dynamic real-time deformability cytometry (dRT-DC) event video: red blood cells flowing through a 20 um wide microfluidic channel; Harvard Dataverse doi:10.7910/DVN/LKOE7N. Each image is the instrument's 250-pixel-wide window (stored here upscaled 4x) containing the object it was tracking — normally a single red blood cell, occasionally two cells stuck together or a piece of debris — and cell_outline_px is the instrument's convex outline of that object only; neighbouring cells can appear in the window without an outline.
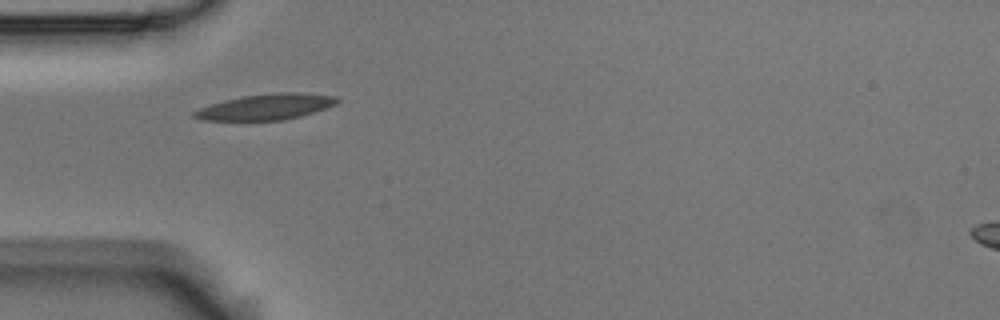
{"species": "Egyptian fruit bat (a non-hibernating species)", "species_latin": "Rousettus aegyptiacus", "temperature_condition": "room temperature", "stored_images_in_passage": 5, "camera_frame_rate_fps": 3000, "um_per_image_px": 0.085, "animal": {"sex": "male"}, "frame": {"image": 1, "passage_image": 2, "time_ms": 0.333, "image_size_px": [1000, 320], "cell_outline_px": [[340, 100], [336, 104], [300, 116], [284, 120], [204, 120], [192, 116], [192, 112], [200, 108], [224, 100], [240, 96], [276, 92], [300, 92], [336, 96]], "centroid_in_image_um": [22.61, 9.07], "position_along_channel_um": 62.4, "area_um2": 21.39}}
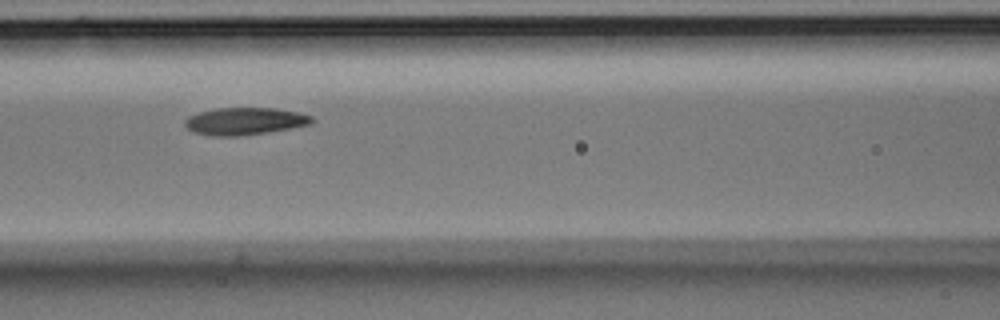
{"frame": {"image": 2, "passage_image": 4, "time_ms": 1.0, "image_size_px": [1000, 320], "cell_outline_px": [[316, 120], [312, 124], [268, 132], [236, 136], [212, 136], [192, 132], [184, 124], [184, 120], [188, 116], [200, 112], [216, 108], [276, 108], [300, 112], [312, 116]], "centroid_in_image_um": [20.83, 10.3], "position_along_channel_um": 145.8, "area_um2": 20.35}}
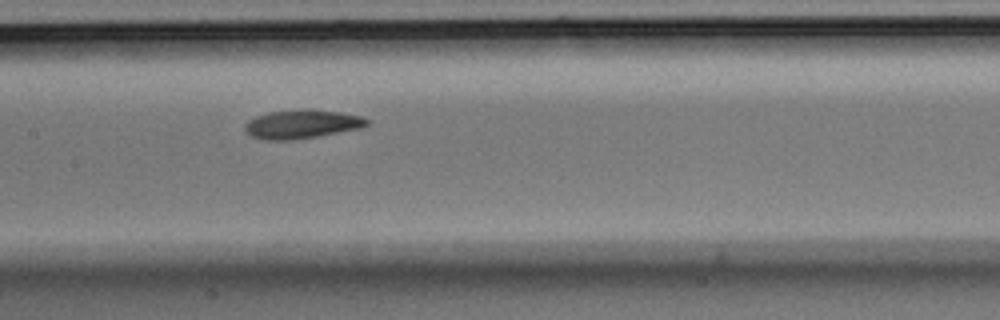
{"frame": {"image": 3, "passage_image": 5, "time_ms": 1.333, "image_size_px": [1000, 320], "cell_outline_px": [[368, 124], [360, 128], [296, 140], [264, 140], [252, 136], [244, 128], [244, 124], [248, 120], [256, 116], [268, 112], [300, 108], [312, 108], [340, 112], [360, 116], [368, 120]], "centroid_in_image_um": [25.63, 10.53], "position_along_channel_um": 181.8, "area_um2": 20.63}}